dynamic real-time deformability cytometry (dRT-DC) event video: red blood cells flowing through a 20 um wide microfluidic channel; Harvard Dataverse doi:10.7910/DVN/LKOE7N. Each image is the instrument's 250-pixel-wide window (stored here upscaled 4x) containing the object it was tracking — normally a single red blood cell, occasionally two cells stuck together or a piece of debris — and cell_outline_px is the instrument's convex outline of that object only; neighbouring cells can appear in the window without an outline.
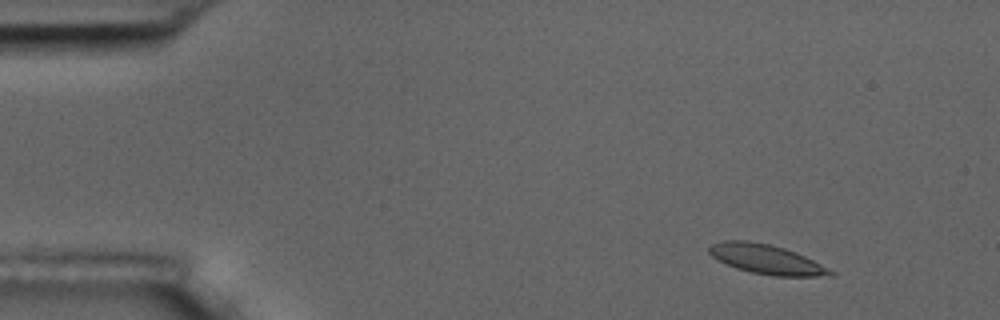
{"species": "common noctule bat (a hibernating species)", "species_latin": "Nyctalus noctula", "temperature_condition": "room temperature", "stored_images_in_passage": 5, "camera_frame_rate_fps": 3000, "um_per_image_px": 0.085, "animal": {"sex": "male", "body_mass_g": 17.5, "forearm_length_mm": 52.3}, "frame": {"image": 1, "passage_image": 1, "time_ms": 0.0, "image_size_px": [1000, 320], "cell_outline_px": [[836, 276], [772, 276], [752, 272], [736, 268], [712, 256], [708, 252], [708, 248], [712, 244], [724, 240], [748, 240], [768, 244], [784, 248], [796, 252], [836, 272]], "centroid_in_image_um": [65.17, 22.04], "position_along_channel_um": 19.8, "area_um2": 20.69}}
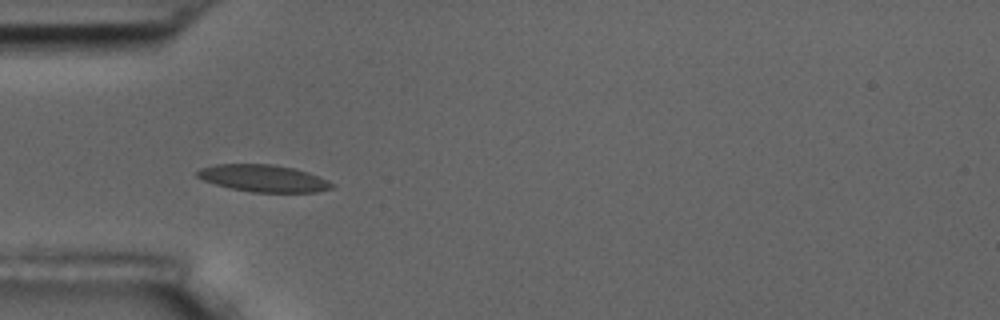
{"frame": {"image": 2, "passage_image": 4, "time_ms": 3.667, "image_size_px": [1000, 320], "cell_outline_px": [[336, 184], [332, 188], [316, 192], [252, 192], [232, 188], [216, 184], [204, 180], [196, 176], [196, 172], [200, 168], [216, 164], [272, 164], [292, 168], [308, 172], [328, 180]], "centroid_in_image_um": [22.41, 15.15], "position_along_channel_um": 62.6, "area_um2": 21.1}}